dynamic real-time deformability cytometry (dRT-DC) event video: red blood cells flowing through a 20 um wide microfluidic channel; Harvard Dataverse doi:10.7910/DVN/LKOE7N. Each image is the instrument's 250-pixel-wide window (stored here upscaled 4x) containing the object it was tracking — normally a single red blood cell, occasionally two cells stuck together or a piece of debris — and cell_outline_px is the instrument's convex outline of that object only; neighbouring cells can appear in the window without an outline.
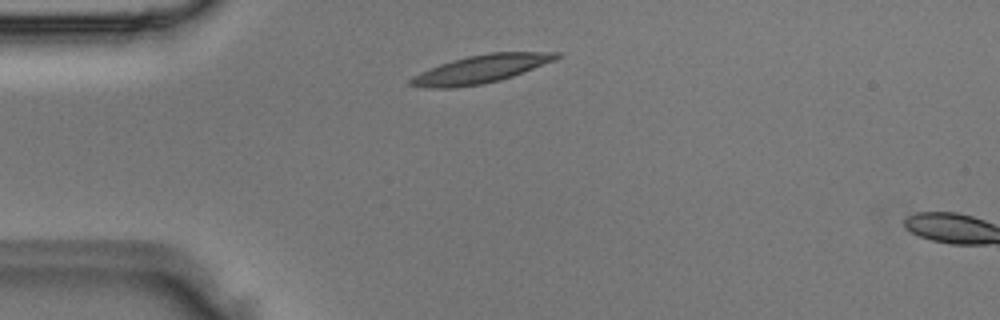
{"species": "Egyptian fruit bat (a non-hibernating species)", "species_latin": "Rousettus aegyptiacus", "temperature_condition": "room temperature", "stored_images_in_passage": 4, "camera_frame_rate_fps": 3000, "um_per_image_px": 0.085, "animal": {"sex": "male"}, "frame": {"image": 1, "passage_image": 3, "time_ms": 0.667, "image_size_px": [1000, 320], "cell_outline_px": [[564, 56], [556, 60], [512, 76], [500, 80], [484, 84], [452, 88], [428, 88], [408, 84], [408, 80], [420, 72], [440, 64], [452, 60], [468, 56], [488, 52], [560, 52]], "centroid_in_image_um": [40.9, 5.86], "position_along_channel_um": 44.1, "area_um2": 23.87}}